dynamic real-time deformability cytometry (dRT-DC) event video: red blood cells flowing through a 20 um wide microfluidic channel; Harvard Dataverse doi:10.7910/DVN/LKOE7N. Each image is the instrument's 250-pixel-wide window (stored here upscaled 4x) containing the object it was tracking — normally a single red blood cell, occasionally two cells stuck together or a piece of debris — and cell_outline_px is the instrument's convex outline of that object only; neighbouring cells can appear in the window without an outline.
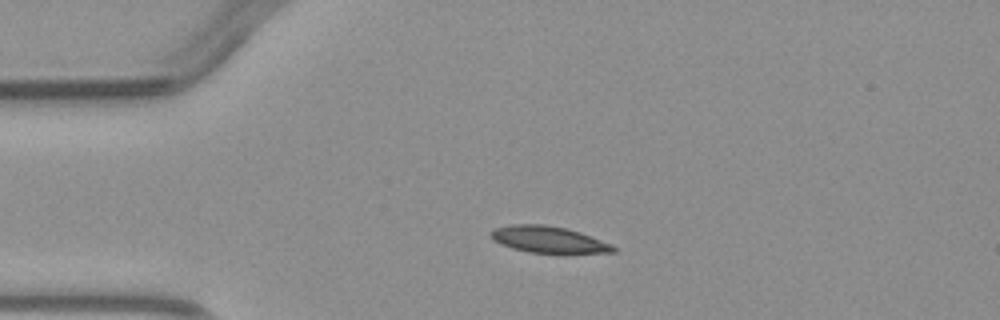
{"species": "common noctule bat (a hibernating species)", "species_latin": "Nyctalus noctula", "temperature_condition": "warm", "stored_images_in_passage": 3, "camera_frame_rate_fps": 3000, "um_per_image_px": 0.085, "animal": {"sex": "male", "body_mass_g": 23.1, "forearm_length_mm": 52.7}, "frame": {"image": 1, "passage_image": 2, "time_ms": 1.333, "image_size_px": [1000, 320], "cell_outline_px": [[616, 252], [528, 252], [512, 248], [500, 244], [492, 240], [492, 228], [512, 224], [544, 224], [568, 228], [580, 232], [612, 244], [616, 248]], "centroid_in_image_um": [46.59, 20.33], "position_along_channel_um": 38.4, "area_um2": 18.73}}